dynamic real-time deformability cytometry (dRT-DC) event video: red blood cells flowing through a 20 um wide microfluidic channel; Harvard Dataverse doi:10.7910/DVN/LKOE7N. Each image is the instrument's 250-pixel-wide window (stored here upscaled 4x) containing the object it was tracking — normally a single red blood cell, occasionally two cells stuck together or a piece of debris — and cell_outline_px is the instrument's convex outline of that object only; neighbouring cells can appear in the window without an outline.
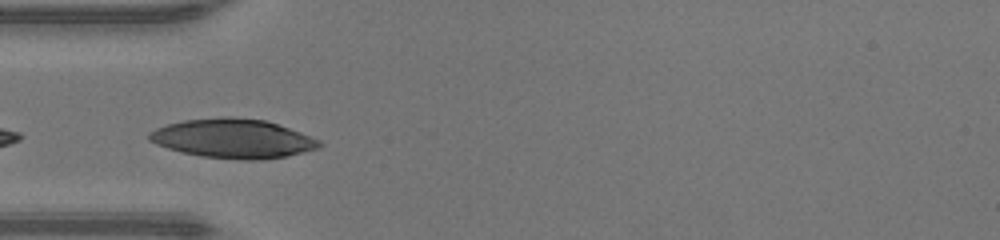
{"species": "human", "species_latin": "Homo sapiens", "temperature_condition": "warm", "stored_images_in_passage": 6, "camera_frame_rate_fps": 3000, "um_per_image_px": 0.085, "donor": {"sex": "male"}, "frame": {"image": 1, "passage_image": 1, "time_ms": 0.0, "image_size_px": [1000, 240], "cell_outline_px": [[324, 144], [320, 148], [304, 152], [284, 156], [260, 160], [240, 160], [200, 156], [168, 148], [156, 144], [148, 140], [148, 132], [156, 128], [168, 124], [184, 120], [220, 116], [232, 116], [264, 120], [300, 132], [320, 140]], "centroid_in_image_um": [19.8, 11.77], "position_along_channel_um": 65.2, "area_um2": 38.9}}
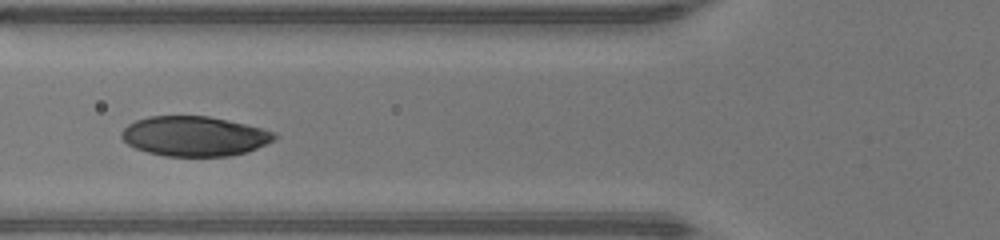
{"frame": {"image": 2, "passage_image": 4, "time_ms": 1.0, "image_size_px": [1000, 240], "cell_outline_px": [[276, 136], [272, 140], [248, 152], [228, 156], [164, 156], [148, 152], [136, 148], [128, 144], [120, 136], [120, 132], [128, 124], [136, 120], [148, 116], [208, 116], [228, 120], [264, 128], [276, 132]], "centroid_in_image_um": [16.51, 11.57], "position_along_channel_um": 109.3, "area_um2": 35.49}}